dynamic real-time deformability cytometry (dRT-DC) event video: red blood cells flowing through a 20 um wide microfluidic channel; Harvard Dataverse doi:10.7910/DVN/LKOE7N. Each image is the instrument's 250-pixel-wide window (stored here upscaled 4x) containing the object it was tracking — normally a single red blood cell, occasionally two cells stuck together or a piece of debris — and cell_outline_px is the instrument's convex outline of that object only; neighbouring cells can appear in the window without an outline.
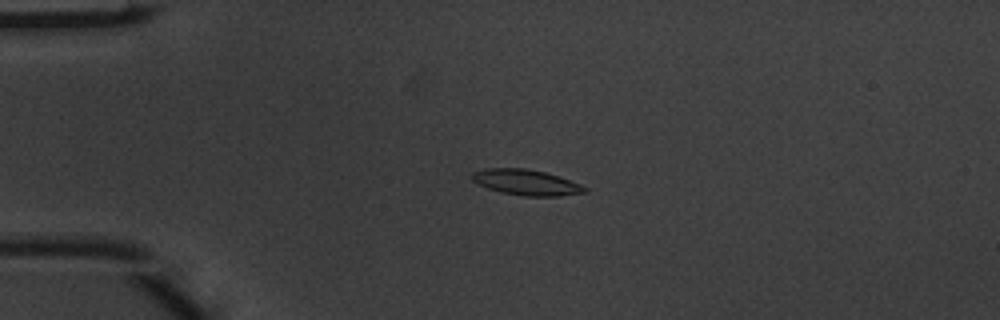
{"species": "common noctule bat (a hibernating species)", "species_latin": "Nyctalus noctula", "temperature_condition": "warm", "stored_images_in_passage": 6, "camera_frame_rate_fps": 3000, "um_per_image_px": 0.085, "animal": {"sex": "male", "body_mass_g": 20.1, "forearm_length_mm": 53.5}, "frame": {"image": 1, "passage_image": 2, "time_ms": 0.333, "image_size_px": [1000, 320], "cell_outline_px": [[588, 192], [560, 196], [524, 196], [500, 192], [488, 188], [472, 180], [472, 172], [484, 168], [524, 168], [544, 172], [560, 176], [580, 184], [588, 188]], "centroid_in_image_um": [44.75, 15.5], "position_along_channel_um": 40.2, "area_um2": 16.88}}
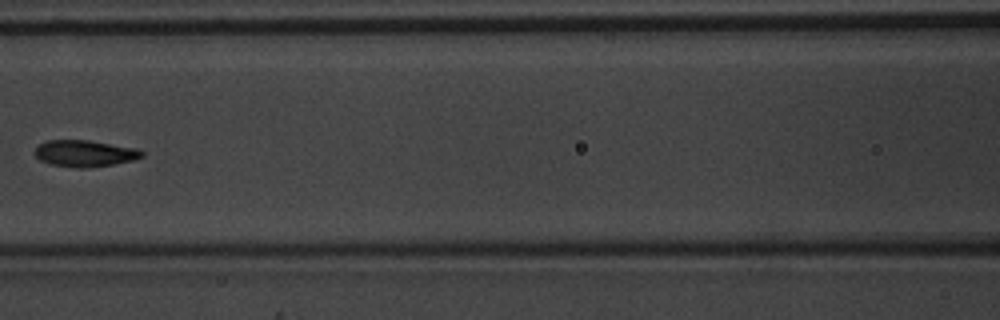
{"frame": {"image": 2, "passage_image": 5, "time_ms": 1.333, "image_size_px": [1000, 320], "cell_outline_px": [[144, 156], [132, 160], [112, 164], [88, 168], [76, 168], [52, 164], [40, 160], [36, 156], [36, 148], [40, 144], [48, 140], [88, 140], [136, 148], [144, 152]], "centroid_in_image_um": [7.22, 13.04], "position_along_channel_um": 159.4, "area_um2": 16.36}}
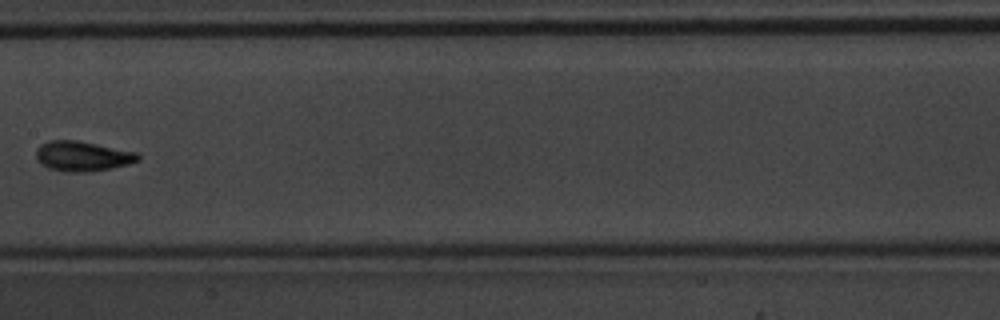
{"frame": {"image": 3, "passage_image": 6, "time_ms": 1.667, "image_size_px": [1000, 320], "cell_outline_px": [[140, 160], [128, 164], [112, 168], [88, 172], [64, 172], [48, 168], [40, 164], [36, 160], [36, 148], [40, 144], [52, 140], [76, 140], [136, 152], [140, 156]], "centroid_in_image_um": [6.97, 13.28], "position_along_channel_um": 200.4, "area_um2": 17.92}}